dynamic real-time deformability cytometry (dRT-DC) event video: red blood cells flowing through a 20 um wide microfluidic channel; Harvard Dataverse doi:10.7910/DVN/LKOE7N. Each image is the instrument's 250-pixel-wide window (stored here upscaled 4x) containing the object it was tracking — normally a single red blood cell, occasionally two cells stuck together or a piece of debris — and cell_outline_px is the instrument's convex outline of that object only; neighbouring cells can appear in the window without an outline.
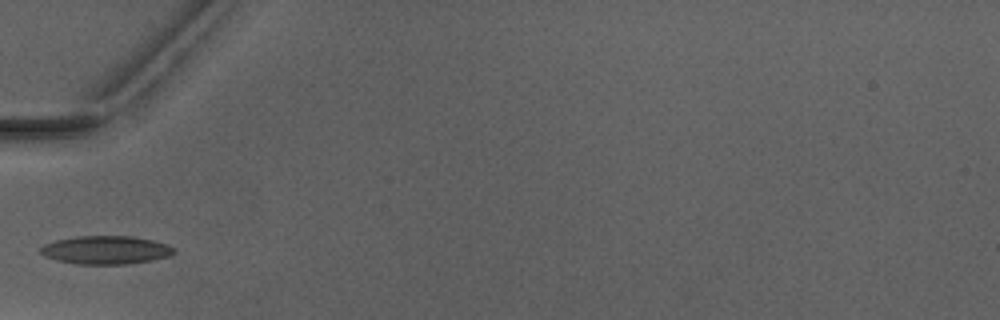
{"species": "Egyptian fruit bat (a non-hibernating species)", "species_latin": "Rousettus aegyptiacus", "temperature_condition": "warm", "stored_images_in_passage": 1, "camera_frame_rate_fps": 3000, "um_per_image_px": 0.085, "animal": {"sex": "male"}, "frame": {"image": 1, "passage_image": 1, "time_ms": 0.0, "image_size_px": [1000, 320], "cell_outline_px": [[176, 252], [168, 256], [152, 260], [128, 264], [76, 264], [56, 260], [44, 256], [40, 252], [40, 248], [44, 244], [56, 240], [76, 236], [132, 236], [152, 240], [168, 244]], "centroid_in_image_um": [8.98, 21.25], "position_along_channel_um": 76.0, "area_um2": 22.02}}